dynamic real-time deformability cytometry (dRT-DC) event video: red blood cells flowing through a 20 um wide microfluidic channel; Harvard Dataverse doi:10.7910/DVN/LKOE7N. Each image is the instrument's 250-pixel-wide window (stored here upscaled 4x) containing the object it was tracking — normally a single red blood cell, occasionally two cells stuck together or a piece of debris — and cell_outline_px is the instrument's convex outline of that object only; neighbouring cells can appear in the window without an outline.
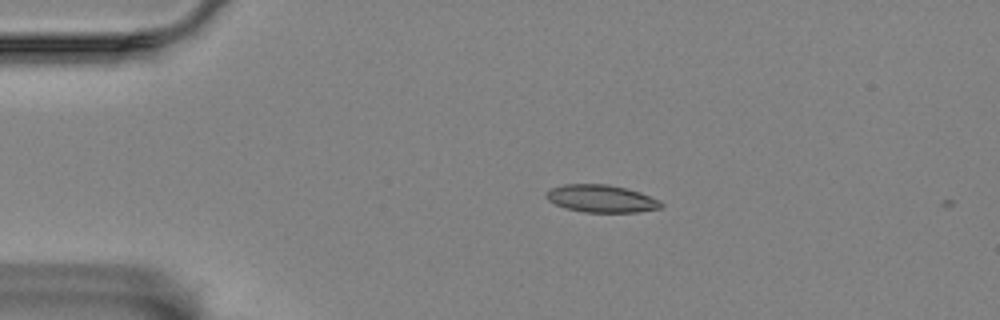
{"species": "Egyptian fruit bat (a non-hibernating species)", "species_latin": "Rousettus aegyptiacus", "temperature_condition": "room temperature", "stored_images_in_passage": 2, "camera_frame_rate_fps": 3000, "um_per_image_px": 0.085, "animal": {"sex": "female"}, "frame": {"image": 1, "passage_image": 1, "time_ms": 0.0, "image_size_px": [1000, 320], "cell_outline_px": [[664, 204], [660, 208], [636, 212], [584, 212], [564, 208], [548, 200], [544, 196], [548, 188], [564, 184], [608, 184], [628, 188], [640, 192], [660, 200]], "centroid_in_image_um": [51.09, 16.87], "position_along_channel_um": 33.9, "area_um2": 18.61}}